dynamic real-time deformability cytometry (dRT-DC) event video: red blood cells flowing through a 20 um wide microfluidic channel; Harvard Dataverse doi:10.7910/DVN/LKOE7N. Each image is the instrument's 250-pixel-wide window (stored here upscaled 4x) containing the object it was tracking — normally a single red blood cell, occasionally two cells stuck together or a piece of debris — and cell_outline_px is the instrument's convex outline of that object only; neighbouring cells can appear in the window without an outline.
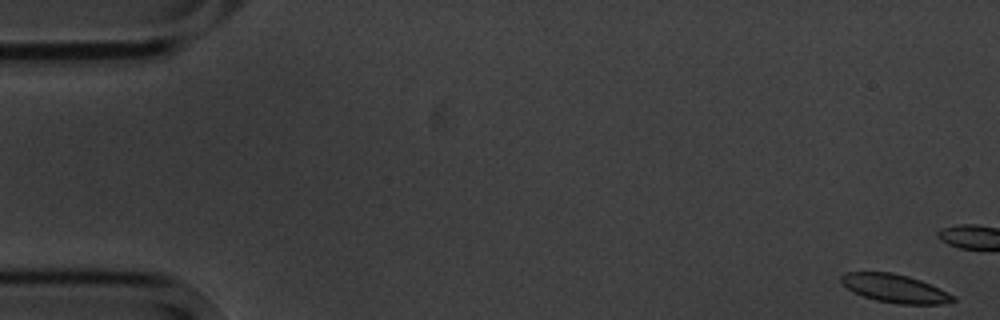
{"species": "common noctule bat (a hibernating species)", "species_latin": "Nyctalus noctula", "temperature_condition": "cold", "stored_images_in_passage": 5, "camera_frame_rate_fps": 3000, "um_per_image_px": 0.085, "animal": {"sex": "male", "body_mass_g": 20.1, "forearm_length_mm": 53.5}, "frame": {"image": 1, "passage_image": 1, "time_ms": 0.0, "image_size_px": [1000, 320], "cell_outline_px": [[956, 300], [944, 304], [900, 304], [876, 300], [852, 292], [840, 280], [840, 276], [844, 272], [892, 272], [908, 276], [920, 280], [940, 288], [956, 296]], "centroid_in_image_um": [76.09, 24.51], "position_along_channel_um": 8.9, "area_um2": 18.5}}